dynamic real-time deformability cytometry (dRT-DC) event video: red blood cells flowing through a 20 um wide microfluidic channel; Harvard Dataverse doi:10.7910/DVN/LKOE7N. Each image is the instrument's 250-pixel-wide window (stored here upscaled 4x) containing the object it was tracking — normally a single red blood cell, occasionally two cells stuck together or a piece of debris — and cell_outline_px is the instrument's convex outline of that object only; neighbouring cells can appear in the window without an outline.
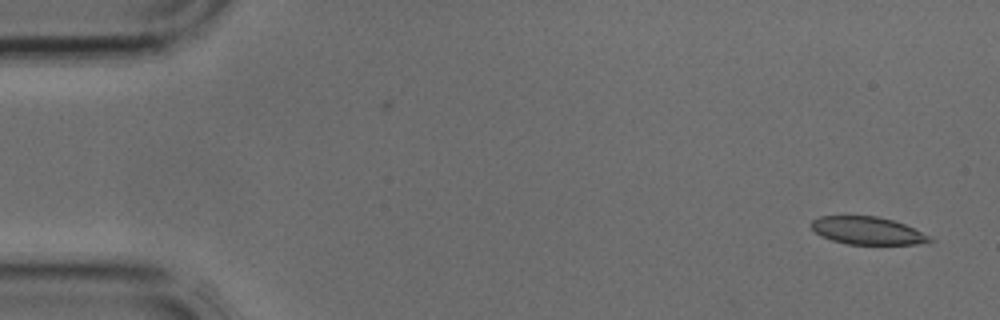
{"species": "common noctule bat (a hibernating species)", "species_latin": "Nyctalus noctula", "temperature_condition": "cold", "stored_images_in_passage": 4, "camera_frame_rate_fps": 3000, "um_per_image_px": 0.085, "animal": {"sex": "male", "body_mass_g": 17.9, "forearm_length_mm": 54.2}, "frame": {"image": 1, "passage_image": 1, "time_ms": 0.0, "image_size_px": [1000, 320], "cell_outline_px": [[936, 240], [916, 244], [848, 244], [832, 240], [820, 236], [812, 228], [812, 220], [820, 216], [876, 216], [892, 220], [904, 224]], "centroid_in_image_um": [73.7, 19.6], "position_along_channel_um": 11.3, "area_um2": 18.79}}